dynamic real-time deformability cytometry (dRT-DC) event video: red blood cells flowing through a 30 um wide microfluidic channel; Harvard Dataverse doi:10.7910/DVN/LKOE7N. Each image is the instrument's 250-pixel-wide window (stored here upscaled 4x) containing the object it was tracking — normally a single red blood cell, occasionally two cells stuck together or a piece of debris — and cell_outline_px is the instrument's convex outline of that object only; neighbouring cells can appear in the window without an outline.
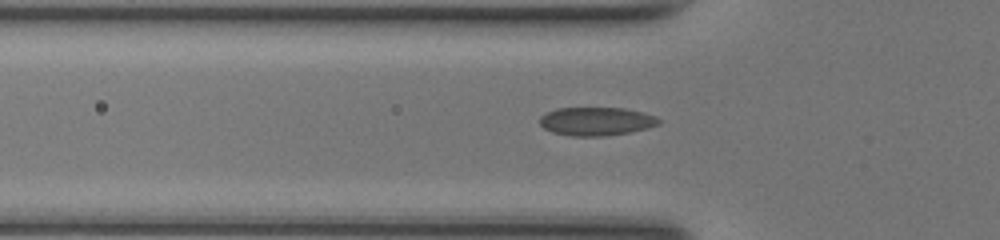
{"species": "common noctule bat (a hibernating species)", "species_latin": "Nyctalus noctula", "temperature_condition": "room temperature", "stored_images_in_passage": 30, "camera_frame_rate_fps": 3000, "um_per_image_px": 0.085, "animal": {"sex": "female", "body_mass_g": 17.0, "forearm_length_mm": 48.0}, "frame": {"image": 1, "passage_image": 2, "time_ms": 0.333, "image_size_px": [1000, 240], "cell_outline_px": [[660, 124], [648, 128], [628, 132], [604, 136], [572, 136], [552, 132], [544, 128], [540, 124], [540, 116], [556, 108], [624, 108], [656, 116], [660, 120]], "centroid_in_image_um": [50.68, 10.31], "position_along_channel_um": 75.1, "area_um2": 19.59}}
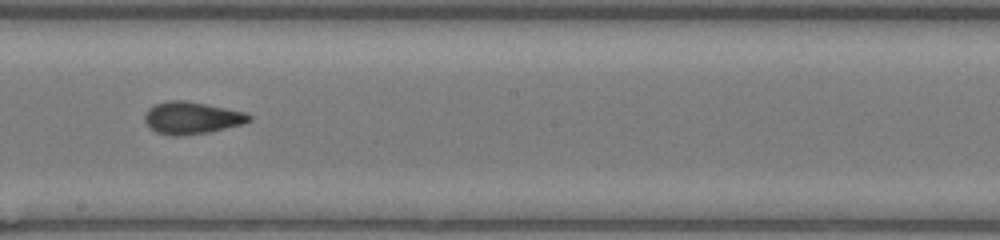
{"frame": {"image": 2, "passage_image": 13, "time_ms": 4.0, "image_size_px": [1000, 240], "cell_outline_px": [[252, 120], [244, 124], [208, 132], [180, 136], [168, 136], [156, 132], [148, 128], [144, 120], [144, 116], [148, 108], [156, 104], [168, 100], [184, 100], [244, 112], [252, 116]], "centroid_in_image_um": [16.26, 10.04], "position_along_channel_um": 231.9, "area_um2": 19.65}}
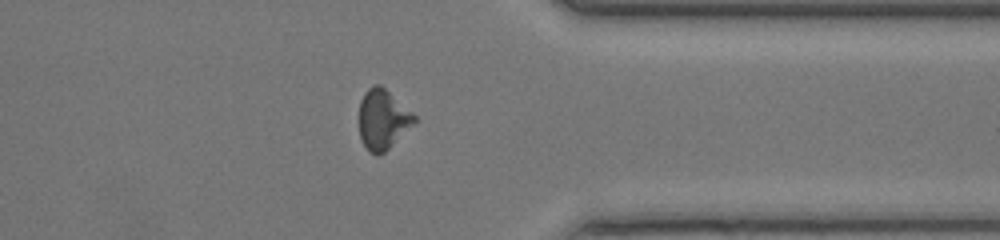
{"frame": {"image": 3, "passage_image": 24, "time_ms": 7.667, "image_size_px": [1000, 240], "cell_outline_px": [[416, 120], [380, 156], [376, 156], [368, 152], [360, 136], [360, 100], [364, 92], [372, 84], [380, 84], [412, 112], [416, 116]], "centroid_in_image_um": [32.5, 10.14], "position_along_channel_um": 378.9, "area_um2": 18.96}, "authors_computed_cell_mechanics": {"area_um2": 19.4497, "velocity_mm_per_s": 4.2481, "shape_relaxation_time_tau1_ms": 5.4146, "shape_relaxation_time_tau2_ms": 1.6637, "deformation_change_tau1": 0.1404, "deformation_change_tau2": 0.0679}}